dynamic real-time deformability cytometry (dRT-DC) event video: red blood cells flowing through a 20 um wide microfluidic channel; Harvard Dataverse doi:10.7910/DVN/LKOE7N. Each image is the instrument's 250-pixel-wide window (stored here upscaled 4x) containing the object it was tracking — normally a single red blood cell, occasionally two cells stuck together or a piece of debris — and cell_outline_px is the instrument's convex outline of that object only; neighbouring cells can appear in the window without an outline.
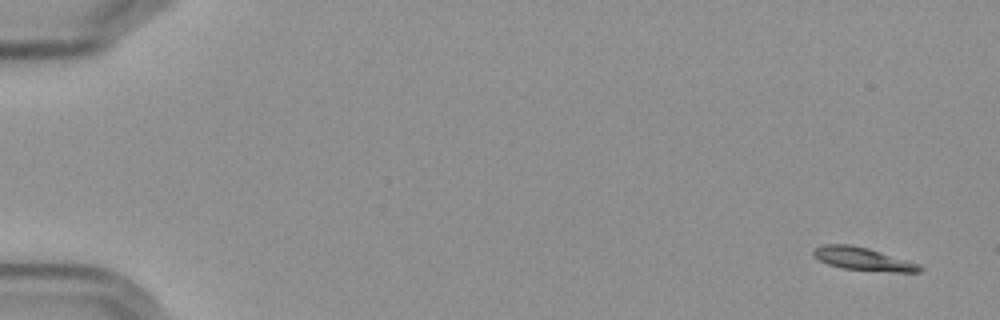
{"species": "Egyptian fruit bat (a non-hibernating species)", "species_latin": "Rousettus aegyptiacus", "temperature_condition": "cold", "stored_images_in_passage": 7, "camera_frame_rate_fps": 3000, "um_per_image_px": 0.085, "frame": {"image": 1, "passage_image": 1, "time_ms": 0.0, "image_size_px": [1000, 320], "cell_outline_px": [[924, 268], [920, 272], [892, 272], [844, 268], [828, 264], [812, 256], [812, 248], [824, 244], [848, 244], [868, 248], [920, 264]], "centroid_in_image_um": [73.34, 22.0], "position_along_channel_um": 11.7, "area_um2": 14.22}}
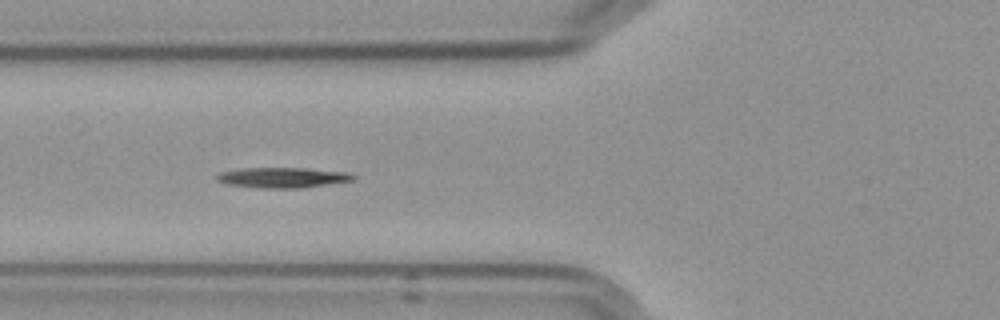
{"frame": {"image": 2, "passage_image": 6, "time_ms": 6.667, "image_size_px": [1000, 320], "cell_outline_px": [[356, 180], [300, 188], [260, 188], [228, 184], [216, 180], [216, 176], [220, 172], [240, 168], [308, 168], [348, 172], [356, 176]], "centroid_in_image_um": [24.05, 15.09], "position_along_channel_um": 101.8, "area_um2": 16.24}}
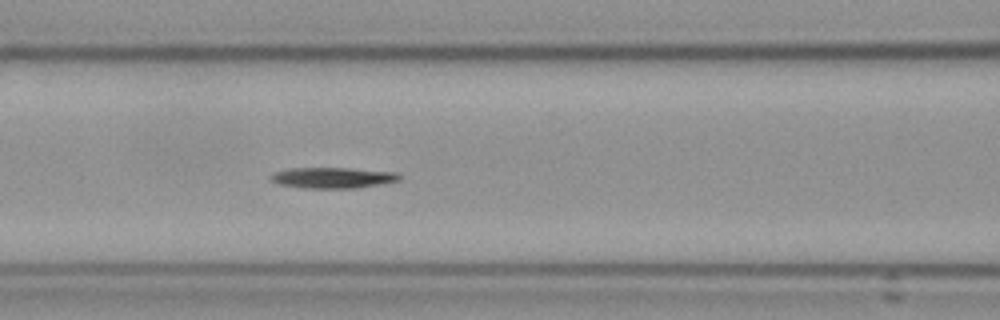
{"frame": {"image": 3, "passage_image": 7, "time_ms": 7.667, "image_size_px": [1000, 320], "cell_outline_px": [[400, 180], [380, 184], [356, 188], [304, 188], [280, 184], [272, 180], [268, 176], [276, 172], [288, 168], [348, 168], [396, 172], [400, 176]], "centroid_in_image_um": [28.28, 15.1], "position_along_channel_um": 138.3, "area_um2": 15.49}}